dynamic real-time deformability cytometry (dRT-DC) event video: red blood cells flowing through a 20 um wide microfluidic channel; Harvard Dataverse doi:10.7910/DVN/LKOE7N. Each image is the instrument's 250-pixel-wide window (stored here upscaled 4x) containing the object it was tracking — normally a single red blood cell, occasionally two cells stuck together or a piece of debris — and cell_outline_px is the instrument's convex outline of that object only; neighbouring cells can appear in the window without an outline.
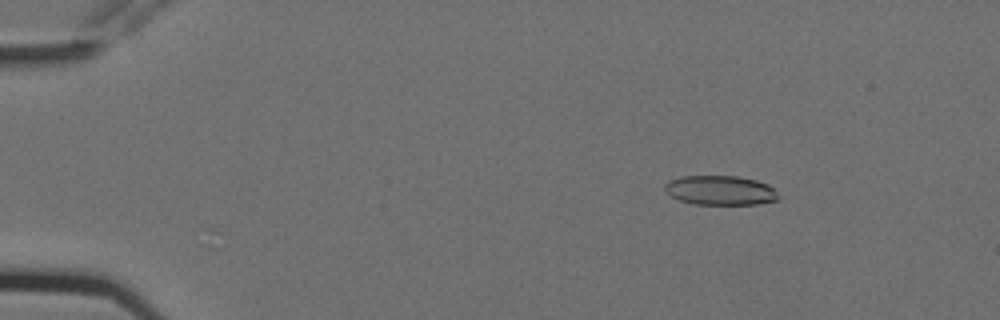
{"species": "Egyptian fruit bat (a non-hibernating species)", "species_latin": "Rousettus aegyptiacus", "temperature_condition": "cold", "stored_images_in_passage": 5, "camera_frame_rate_fps": 3000, "um_per_image_px": 0.085, "animal": {"sex": "female"}, "frame": {"image": 1, "passage_image": 1, "time_ms": 0.0, "image_size_px": [1000, 320], "cell_outline_px": [[780, 200], [756, 204], [696, 204], [680, 200], [664, 192], [664, 184], [668, 180], [680, 176], [736, 176], [756, 180], [768, 184], [776, 188]], "centroid_in_image_um": [61.24, 16.17], "position_along_channel_um": 23.8, "area_um2": 19.71}}
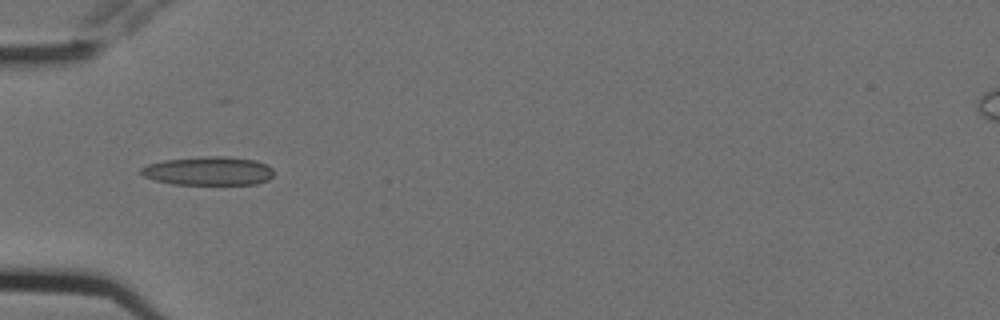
{"frame": {"image": 2, "passage_image": 4, "time_ms": 1.0, "image_size_px": [1000, 320], "cell_outline_px": [[272, 176], [268, 180], [256, 184], [172, 184], [156, 180], [144, 176], [140, 172], [140, 168], [148, 164], [164, 160], [204, 156], [224, 156], [256, 160], [268, 164], [272, 168]], "centroid_in_image_um": [17.74, 14.52], "position_along_channel_um": 67.3, "area_um2": 22.2}}
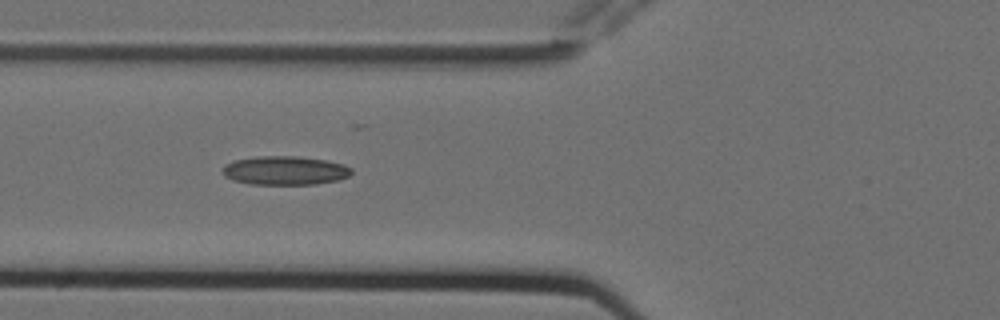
{"frame": {"image": 3, "passage_image": 5, "time_ms": 1.333, "image_size_px": [1000, 320], "cell_outline_px": [[352, 172], [348, 176], [336, 180], [316, 184], [252, 184], [232, 180], [224, 176], [224, 164], [232, 160], [260, 156], [296, 156], [324, 160], [344, 164], [352, 168]], "centroid_in_image_um": [24.21, 14.49], "position_along_channel_um": 101.6, "area_um2": 21.56}}